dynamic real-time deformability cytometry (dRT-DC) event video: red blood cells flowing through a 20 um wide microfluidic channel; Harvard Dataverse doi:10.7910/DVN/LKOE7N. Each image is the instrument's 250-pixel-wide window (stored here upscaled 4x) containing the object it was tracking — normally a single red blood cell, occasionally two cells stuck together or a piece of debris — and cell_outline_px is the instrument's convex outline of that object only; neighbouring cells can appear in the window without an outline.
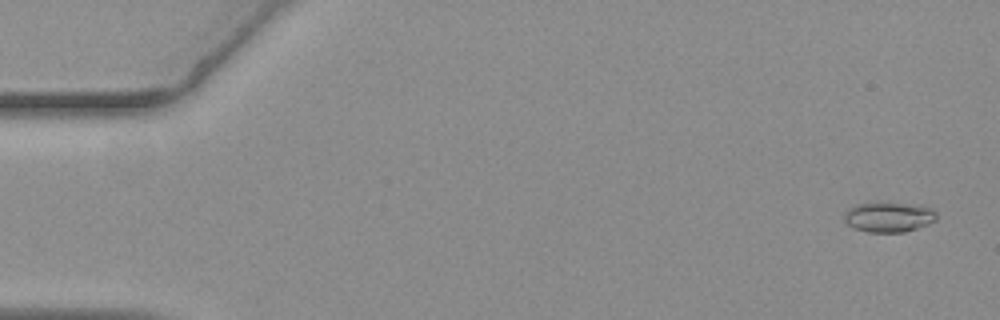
{"species": "common noctule bat (a hibernating species)", "species_latin": "Nyctalus noctula", "temperature_condition": "warm", "stored_images_in_passage": 27, "camera_frame_rate_fps": 3000, "um_per_image_px": 0.085, "animal": {"sex": "female", "body_mass_g": 19.3, "forearm_length_mm": 54.1}, "frame": {"image": 1, "passage_image": 3, "time_ms": 0.667, "image_size_px": [1000, 320], "cell_outline_px": [[936, 220], [928, 224], [904, 232], [868, 232], [856, 228], [848, 224], [844, 220], [844, 212], [848, 208], [856, 204], [876, 200], [920, 204], [932, 208], [936, 212]], "centroid_in_image_um": [75.54, 18.39], "position_along_channel_um": 9.5, "area_um2": 16.82}}
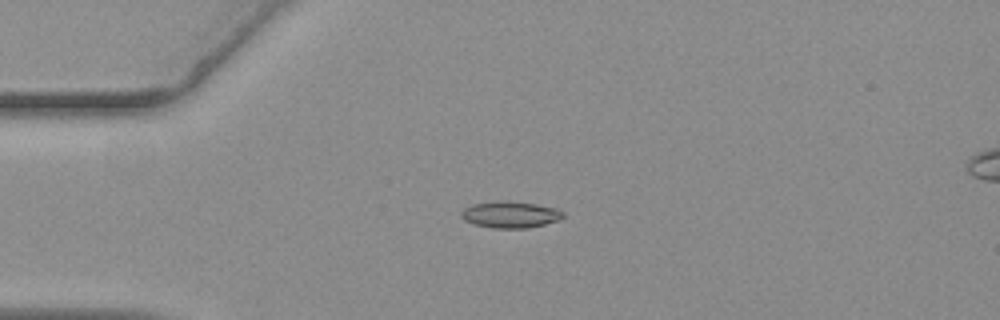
{"frame": {"image": 2, "passage_image": 15, "time_ms": 4.667, "image_size_px": [1000, 320], "cell_outline_px": [[564, 216], [560, 220], [528, 228], [492, 228], [476, 224], [464, 220], [460, 216], [460, 212], [464, 208], [472, 204], [504, 200], [508, 200], [536, 204], [556, 208], [564, 212]], "centroid_in_image_um": [43.38, 18.23], "position_along_channel_um": 41.6, "area_um2": 15.84}}